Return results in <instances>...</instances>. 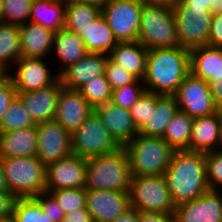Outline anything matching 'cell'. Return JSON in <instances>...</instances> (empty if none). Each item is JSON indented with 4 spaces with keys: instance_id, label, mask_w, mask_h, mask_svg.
<instances>
[{
    "instance_id": "obj_1",
    "label": "cell",
    "mask_w": 222,
    "mask_h": 222,
    "mask_svg": "<svg viewBox=\"0 0 222 222\" xmlns=\"http://www.w3.org/2000/svg\"><path fill=\"white\" fill-rule=\"evenodd\" d=\"M164 177L175 207L195 200L209 190L205 153L174 151Z\"/></svg>"
},
{
    "instance_id": "obj_2",
    "label": "cell",
    "mask_w": 222,
    "mask_h": 222,
    "mask_svg": "<svg viewBox=\"0 0 222 222\" xmlns=\"http://www.w3.org/2000/svg\"><path fill=\"white\" fill-rule=\"evenodd\" d=\"M189 73V49L182 46L149 49L143 84L146 91L174 95Z\"/></svg>"
},
{
    "instance_id": "obj_3",
    "label": "cell",
    "mask_w": 222,
    "mask_h": 222,
    "mask_svg": "<svg viewBox=\"0 0 222 222\" xmlns=\"http://www.w3.org/2000/svg\"><path fill=\"white\" fill-rule=\"evenodd\" d=\"M86 161V190H130L132 175L124 147L108 154L91 157Z\"/></svg>"
},
{
    "instance_id": "obj_4",
    "label": "cell",
    "mask_w": 222,
    "mask_h": 222,
    "mask_svg": "<svg viewBox=\"0 0 222 222\" xmlns=\"http://www.w3.org/2000/svg\"><path fill=\"white\" fill-rule=\"evenodd\" d=\"M132 176L164 175L174 150L162 137L137 134L124 146Z\"/></svg>"
},
{
    "instance_id": "obj_5",
    "label": "cell",
    "mask_w": 222,
    "mask_h": 222,
    "mask_svg": "<svg viewBox=\"0 0 222 222\" xmlns=\"http://www.w3.org/2000/svg\"><path fill=\"white\" fill-rule=\"evenodd\" d=\"M9 192L16 198H34L46 191V165L36 156L1 157Z\"/></svg>"
},
{
    "instance_id": "obj_6",
    "label": "cell",
    "mask_w": 222,
    "mask_h": 222,
    "mask_svg": "<svg viewBox=\"0 0 222 222\" xmlns=\"http://www.w3.org/2000/svg\"><path fill=\"white\" fill-rule=\"evenodd\" d=\"M137 41L147 50L178 47L173 8L142 3Z\"/></svg>"
},
{
    "instance_id": "obj_7",
    "label": "cell",
    "mask_w": 222,
    "mask_h": 222,
    "mask_svg": "<svg viewBox=\"0 0 222 222\" xmlns=\"http://www.w3.org/2000/svg\"><path fill=\"white\" fill-rule=\"evenodd\" d=\"M130 207L137 211L174 213L164 175L132 176L129 190Z\"/></svg>"
},
{
    "instance_id": "obj_8",
    "label": "cell",
    "mask_w": 222,
    "mask_h": 222,
    "mask_svg": "<svg viewBox=\"0 0 222 222\" xmlns=\"http://www.w3.org/2000/svg\"><path fill=\"white\" fill-rule=\"evenodd\" d=\"M119 148L94 111L71 134L72 153L84 159L108 154Z\"/></svg>"
},
{
    "instance_id": "obj_9",
    "label": "cell",
    "mask_w": 222,
    "mask_h": 222,
    "mask_svg": "<svg viewBox=\"0 0 222 222\" xmlns=\"http://www.w3.org/2000/svg\"><path fill=\"white\" fill-rule=\"evenodd\" d=\"M179 46L186 49L208 45L212 14L209 9L186 8L181 2L173 7Z\"/></svg>"
},
{
    "instance_id": "obj_10",
    "label": "cell",
    "mask_w": 222,
    "mask_h": 222,
    "mask_svg": "<svg viewBox=\"0 0 222 222\" xmlns=\"http://www.w3.org/2000/svg\"><path fill=\"white\" fill-rule=\"evenodd\" d=\"M141 0H107L101 14L118 42H135L141 21Z\"/></svg>"
},
{
    "instance_id": "obj_11",
    "label": "cell",
    "mask_w": 222,
    "mask_h": 222,
    "mask_svg": "<svg viewBox=\"0 0 222 222\" xmlns=\"http://www.w3.org/2000/svg\"><path fill=\"white\" fill-rule=\"evenodd\" d=\"M178 109L187 113L193 119L208 116L217 112L209 84L194 76L191 72L183 79L174 94Z\"/></svg>"
},
{
    "instance_id": "obj_12",
    "label": "cell",
    "mask_w": 222,
    "mask_h": 222,
    "mask_svg": "<svg viewBox=\"0 0 222 222\" xmlns=\"http://www.w3.org/2000/svg\"><path fill=\"white\" fill-rule=\"evenodd\" d=\"M36 157L48 165L72 153L71 134L55 120L39 122Z\"/></svg>"
},
{
    "instance_id": "obj_13",
    "label": "cell",
    "mask_w": 222,
    "mask_h": 222,
    "mask_svg": "<svg viewBox=\"0 0 222 222\" xmlns=\"http://www.w3.org/2000/svg\"><path fill=\"white\" fill-rule=\"evenodd\" d=\"M44 59L40 57H20L15 63V73L12 74L11 71L7 73L17 93L43 89L59 79L58 74H52Z\"/></svg>"
},
{
    "instance_id": "obj_14",
    "label": "cell",
    "mask_w": 222,
    "mask_h": 222,
    "mask_svg": "<svg viewBox=\"0 0 222 222\" xmlns=\"http://www.w3.org/2000/svg\"><path fill=\"white\" fill-rule=\"evenodd\" d=\"M87 161L71 153L46 165V191L85 188Z\"/></svg>"
},
{
    "instance_id": "obj_15",
    "label": "cell",
    "mask_w": 222,
    "mask_h": 222,
    "mask_svg": "<svg viewBox=\"0 0 222 222\" xmlns=\"http://www.w3.org/2000/svg\"><path fill=\"white\" fill-rule=\"evenodd\" d=\"M86 207L93 222H112L130 208L129 191L86 190Z\"/></svg>"
},
{
    "instance_id": "obj_16",
    "label": "cell",
    "mask_w": 222,
    "mask_h": 222,
    "mask_svg": "<svg viewBox=\"0 0 222 222\" xmlns=\"http://www.w3.org/2000/svg\"><path fill=\"white\" fill-rule=\"evenodd\" d=\"M176 222H222V191L208 190L175 207Z\"/></svg>"
},
{
    "instance_id": "obj_17",
    "label": "cell",
    "mask_w": 222,
    "mask_h": 222,
    "mask_svg": "<svg viewBox=\"0 0 222 222\" xmlns=\"http://www.w3.org/2000/svg\"><path fill=\"white\" fill-rule=\"evenodd\" d=\"M94 111L78 90L62 88L54 120L72 134Z\"/></svg>"
},
{
    "instance_id": "obj_18",
    "label": "cell",
    "mask_w": 222,
    "mask_h": 222,
    "mask_svg": "<svg viewBox=\"0 0 222 222\" xmlns=\"http://www.w3.org/2000/svg\"><path fill=\"white\" fill-rule=\"evenodd\" d=\"M94 112L120 147H124L138 134L128 109L108 102L95 107Z\"/></svg>"
},
{
    "instance_id": "obj_19",
    "label": "cell",
    "mask_w": 222,
    "mask_h": 222,
    "mask_svg": "<svg viewBox=\"0 0 222 222\" xmlns=\"http://www.w3.org/2000/svg\"><path fill=\"white\" fill-rule=\"evenodd\" d=\"M108 57L103 53H87L58 74L60 83L64 88L78 90L92 78L104 75Z\"/></svg>"
},
{
    "instance_id": "obj_20",
    "label": "cell",
    "mask_w": 222,
    "mask_h": 222,
    "mask_svg": "<svg viewBox=\"0 0 222 222\" xmlns=\"http://www.w3.org/2000/svg\"><path fill=\"white\" fill-rule=\"evenodd\" d=\"M63 86L59 79L52 85L30 92L17 93L24 103L25 109L37 124L54 120L59 94Z\"/></svg>"
},
{
    "instance_id": "obj_21",
    "label": "cell",
    "mask_w": 222,
    "mask_h": 222,
    "mask_svg": "<svg viewBox=\"0 0 222 222\" xmlns=\"http://www.w3.org/2000/svg\"><path fill=\"white\" fill-rule=\"evenodd\" d=\"M222 149V120L219 114L193 119L190 151L207 153Z\"/></svg>"
},
{
    "instance_id": "obj_22",
    "label": "cell",
    "mask_w": 222,
    "mask_h": 222,
    "mask_svg": "<svg viewBox=\"0 0 222 222\" xmlns=\"http://www.w3.org/2000/svg\"><path fill=\"white\" fill-rule=\"evenodd\" d=\"M19 28L21 57H40L46 60L52 52L55 32L29 21Z\"/></svg>"
},
{
    "instance_id": "obj_23",
    "label": "cell",
    "mask_w": 222,
    "mask_h": 222,
    "mask_svg": "<svg viewBox=\"0 0 222 222\" xmlns=\"http://www.w3.org/2000/svg\"><path fill=\"white\" fill-rule=\"evenodd\" d=\"M36 152V125L25 129L0 131V157H33Z\"/></svg>"
},
{
    "instance_id": "obj_24",
    "label": "cell",
    "mask_w": 222,
    "mask_h": 222,
    "mask_svg": "<svg viewBox=\"0 0 222 222\" xmlns=\"http://www.w3.org/2000/svg\"><path fill=\"white\" fill-rule=\"evenodd\" d=\"M190 51V72L207 83L222 74V49L205 45Z\"/></svg>"
},
{
    "instance_id": "obj_25",
    "label": "cell",
    "mask_w": 222,
    "mask_h": 222,
    "mask_svg": "<svg viewBox=\"0 0 222 222\" xmlns=\"http://www.w3.org/2000/svg\"><path fill=\"white\" fill-rule=\"evenodd\" d=\"M147 53L148 50L138 41H135L118 42L108 55L113 62L137 79L143 80L146 73Z\"/></svg>"
},
{
    "instance_id": "obj_26",
    "label": "cell",
    "mask_w": 222,
    "mask_h": 222,
    "mask_svg": "<svg viewBox=\"0 0 222 222\" xmlns=\"http://www.w3.org/2000/svg\"><path fill=\"white\" fill-rule=\"evenodd\" d=\"M52 50L55 52V57L57 56L59 64L61 63L57 74L87 54L82 38L65 28L54 33Z\"/></svg>"
},
{
    "instance_id": "obj_27",
    "label": "cell",
    "mask_w": 222,
    "mask_h": 222,
    "mask_svg": "<svg viewBox=\"0 0 222 222\" xmlns=\"http://www.w3.org/2000/svg\"><path fill=\"white\" fill-rule=\"evenodd\" d=\"M66 0H33L29 21L54 32L65 25Z\"/></svg>"
},
{
    "instance_id": "obj_28",
    "label": "cell",
    "mask_w": 222,
    "mask_h": 222,
    "mask_svg": "<svg viewBox=\"0 0 222 222\" xmlns=\"http://www.w3.org/2000/svg\"><path fill=\"white\" fill-rule=\"evenodd\" d=\"M178 110L174 95L157 94V107L150 118L138 130L142 136L163 137L168 123Z\"/></svg>"
},
{
    "instance_id": "obj_29",
    "label": "cell",
    "mask_w": 222,
    "mask_h": 222,
    "mask_svg": "<svg viewBox=\"0 0 222 222\" xmlns=\"http://www.w3.org/2000/svg\"><path fill=\"white\" fill-rule=\"evenodd\" d=\"M80 37L84 42L87 53L108 55L118 43L102 14L93 21Z\"/></svg>"
},
{
    "instance_id": "obj_30",
    "label": "cell",
    "mask_w": 222,
    "mask_h": 222,
    "mask_svg": "<svg viewBox=\"0 0 222 222\" xmlns=\"http://www.w3.org/2000/svg\"><path fill=\"white\" fill-rule=\"evenodd\" d=\"M19 25L0 22V73L7 74L21 57ZM13 67H11L12 65Z\"/></svg>"
},
{
    "instance_id": "obj_31",
    "label": "cell",
    "mask_w": 222,
    "mask_h": 222,
    "mask_svg": "<svg viewBox=\"0 0 222 222\" xmlns=\"http://www.w3.org/2000/svg\"><path fill=\"white\" fill-rule=\"evenodd\" d=\"M100 14V7L66 0L64 28L80 36Z\"/></svg>"
},
{
    "instance_id": "obj_32",
    "label": "cell",
    "mask_w": 222,
    "mask_h": 222,
    "mask_svg": "<svg viewBox=\"0 0 222 222\" xmlns=\"http://www.w3.org/2000/svg\"><path fill=\"white\" fill-rule=\"evenodd\" d=\"M193 118L187 113L177 110L168 123L163 139L174 151H190V139Z\"/></svg>"
},
{
    "instance_id": "obj_33",
    "label": "cell",
    "mask_w": 222,
    "mask_h": 222,
    "mask_svg": "<svg viewBox=\"0 0 222 222\" xmlns=\"http://www.w3.org/2000/svg\"><path fill=\"white\" fill-rule=\"evenodd\" d=\"M34 125H36V123L25 109L24 103L16 96L3 116L2 122L0 123V131L25 129Z\"/></svg>"
},
{
    "instance_id": "obj_34",
    "label": "cell",
    "mask_w": 222,
    "mask_h": 222,
    "mask_svg": "<svg viewBox=\"0 0 222 222\" xmlns=\"http://www.w3.org/2000/svg\"><path fill=\"white\" fill-rule=\"evenodd\" d=\"M78 91L93 108L111 102L112 89L105 74L92 78Z\"/></svg>"
},
{
    "instance_id": "obj_35",
    "label": "cell",
    "mask_w": 222,
    "mask_h": 222,
    "mask_svg": "<svg viewBox=\"0 0 222 222\" xmlns=\"http://www.w3.org/2000/svg\"><path fill=\"white\" fill-rule=\"evenodd\" d=\"M12 217L15 222H47L41 205L34 198H16Z\"/></svg>"
},
{
    "instance_id": "obj_36",
    "label": "cell",
    "mask_w": 222,
    "mask_h": 222,
    "mask_svg": "<svg viewBox=\"0 0 222 222\" xmlns=\"http://www.w3.org/2000/svg\"><path fill=\"white\" fill-rule=\"evenodd\" d=\"M50 193L55 197L65 214L77 211L79 208H87L85 188L57 189L51 190Z\"/></svg>"
},
{
    "instance_id": "obj_37",
    "label": "cell",
    "mask_w": 222,
    "mask_h": 222,
    "mask_svg": "<svg viewBox=\"0 0 222 222\" xmlns=\"http://www.w3.org/2000/svg\"><path fill=\"white\" fill-rule=\"evenodd\" d=\"M33 0H3L2 22L22 25L29 21Z\"/></svg>"
},
{
    "instance_id": "obj_38",
    "label": "cell",
    "mask_w": 222,
    "mask_h": 222,
    "mask_svg": "<svg viewBox=\"0 0 222 222\" xmlns=\"http://www.w3.org/2000/svg\"><path fill=\"white\" fill-rule=\"evenodd\" d=\"M142 81L143 80L137 79L134 83L112 90L111 102L114 105L129 110L146 91Z\"/></svg>"
},
{
    "instance_id": "obj_39",
    "label": "cell",
    "mask_w": 222,
    "mask_h": 222,
    "mask_svg": "<svg viewBox=\"0 0 222 222\" xmlns=\"http://www.w3.org/2000/svg\"><path fill=\"white\" fill-rule=\"evenodd\" d=\"M157 107V94L145 91L140 99L129 109L131 118L137 129L150 118Z\"/></svg>"
},
{
    "instance_id": "obj_40",
    "label": "cell",
    "mask_w": 222,
    "mask_h": 222,
    "mask_svg": "<svg viewBox=\"0 0 222 222\" xmlns=\"http://www.w3.org/2000/svg\"><path fill=\"white\" fill-rule=\"evenodd\" d=\"M205 162L209 190H222V149L205 153Z\"/></svg>"
},
{
    "instance_id": "obj_41",
    "label": "cell",
    "mask_w": 222,
    "mask_h": 222,
    "mask_svg": "<svg viewBox=\"0 0 222 222\" xmlns=\"http://www.w3.org/2000/svg\"><path fill=\"white\" fill-rule=\"evenodd\" d=\"M104 74L112 90L119 89L137 80L135 76L113 62L109 57L105 64Z\"/></svg>"
},
{
    "instance_id": "obj_42",
    "label": "cell",
    "mask_w": 222,
    "mask_h": 222,
    "mask_svg": "<svg viewBox=\"0 0 222 222\" xmlns=\"http://www.w3.org/2000/svg\"><path fill=\"white\" fill-rule=\"evenodd\" d=\"M34 199L41 205L42 212L46 215L47 222H62L65 213L59 207L55 197L50 192H42L34 197Z\"/></svg>"
},
{
    "instance_id": "obj_43",
    "label": "cell",
    "mask_w": 222,
    "mask_h": 222,
    "mask_svg": "<svg viewBox=\"0 0 222 222\" xmlns=\"http://www.w3.org/2000/svg\"><path fill=\"white\" fill-rule=\"evenodd\" d=\"M17 96V91L7 74H0V123L9 105Z\"/></svg>"
},
{
    "instance_id": "obj_44",
    "label": "cell",
    "mask_w": 222,
    "mask_h": 222,
    "mask_svg": "<svg viewBox=\"0 0 222 222\" xmlns=\"http://www.w3.org/2000/svg\"><path fill=\"white\" fill-rule=\"evenodd\" d=\"M208 45L222 49V14L212 15Z\"/></svg>"
},
{
    "instance_id": "obj_45",
    "label": "cell",
    "mask_w": 222,
    "mask_h": 222,
    "mask_svg": "<svg viewBox=\"0 0 222 222\" xmlns=\"http://www.w3.org/2000/svg\"><path fill=\"white\" fill-rule=\"evenodd\" d=\"M186 8L209 9L210 13L222 14V0H181Z\"/></svg>"
},
{
    "instance_id": "obj_46",
    "label": "cell",
    "mask_w": 222,
    "mask_h": 222,
    "mask_svg": "<svg viewBox=\"0 0 222 222\" xmlns=\"http://www.w3.org/2000/svg\"><path fill=\"white\" fill-rule=\"evenodd\" d=\"M16 197L9 191L0 192V220L12 216Z\"/></svg>"
},
{
    "instance_id": "obj_47",
    "label": "cell",
    "mask_w": 222,
    "mask_h": 222,
    "mask_svg": "<svg viewBox=\"0 0 222 222\" xmlns=\"http://www.w3.org/2000/svg\"><path fill=\"white\" fill-rule=\"evenodd\" d=\"M139 222H176L174 213L139 211Z\"/></svg>"
},
{
    "instance_id": "obj_48",
    "label": "cell",
    "mask_w": 222,
    "mask_h": 222,
    "mask_svg": "<svg viewBox=\"0 0 222 222\" xmlns=\"http://www.w3.org/2000/svg\"><path fill=\"white\" fill-rule=\"evenodd\" d=\"M62 222H93L87 208H79L77 211L65 214Z\"/></svg>"
},
{
    "instance_id": "obj_49",
    "label": "cell",
    "mask_w": 222,
    "mask_h": 222,
    "mask_svg": "<svg viewBox=\"0 0 222 222\" xmlns=\"http://www.w3.org/2000/svg\"><path fill=\"white\" fill-rule=\"evenodd\" d=\"M212 98L216 106L222 103V74L212 83H208Z\"/></svg>"
},
{
    "instance_id": "obj_50",
    "label": "cell",
    "mask_w": 222,
    "mask_h": 222,
    "mask_svg": "<svg viewBox=\"0 0 222 222\" xmlns=\"http://www.w3.org/2000/svg\"><path fill=\"white\" fill-rule=\"evenodd\" d=\"M112 222H139V211L130 207L125 212L118 215Z\"/></svg>"
},
{
    "instance_id": "obj_51",
    "label": "cell",
    "mask_w": 222,
    "mask_h": 222,
    "mask_svg": "<svg viewBox=\"0 0 222 222\" xmlns=\"http://www.w3.org/2000/svg\"><path fill=\"white\" fill-rule=\"evenodd\" d=\"M143 3L152 4V5H162L169 8H173L181 0H141Z\"/></svg>"
},
{
    "instance_id": "obj_52",
    "label": "cell",
    "mask_w": 222,
    "mask_h": 222,
    "mask_svg": "<svg viewBox=\"0 0 222 222\" xmlns=\"http://www.w3.org/2000/svg\"><path fill=\"white\" fill-rule=\"evenodd\" d=\"M9 191L0 157V192Z\"/></svg>"
},
{
    "instance_id": "obj_53",
    "label": "cell",
    "mask_w": 222,
    "mask_h": 222,
    "mask_svg": "<svg viewBox=\"0 0 222 222\" xmlns=\"http://www.w3.org/2000/svg\"><path fill=\"white\" fill-rule=\"evenodd\" d=\"M81 3H86V4H91L97 7H102V5L107 1V0H73Z\"/></svg>"
},
{
    "instance_id": "obj_54",
    "label": "cell",
    "mask_w": 222,
    "mask_h": 222,
    "mask_svg": "<svg viewBox=\"0 0 222 222\" xmlns=\"http://www.w3.org/2000/svg\"><path fill=\"white\" fill-rule=\"evenodd\" d=\"M217 113L219 114V117H220L221 120H222V103H220V104L217 106Z\"/></svg>"
},
{
    "instance_id": "obj_55",
    "label": "cell",
    "mask_w": 222,
    "mask_h": 222,
    "mask_svg": "<svg viewBox=\"0 0 222 222\" xmlns=\"http://www.w3.org/2000/svg\"><path fill=\"white\" fill-rule=\"evenodd\" d=\"M0 222H15V220H14V218L11 216V217H9V218H7V219H2V220H0Z\"/></svg>"
},
{
    "instance_id": "obj_56",
    "label": "cell",
    "mask_w": 222,
    "mask_h": 222,
    "mask_svg": "<svg viewBox=\"0 0 222 222\" xmlns=\"http://www.w3.org/2000/svg\"><path fill=\"white\" fill-rule=\"evenodd\" d=\"M3 0H0V22H2Z\"/></svg>"
}]
</instances>
